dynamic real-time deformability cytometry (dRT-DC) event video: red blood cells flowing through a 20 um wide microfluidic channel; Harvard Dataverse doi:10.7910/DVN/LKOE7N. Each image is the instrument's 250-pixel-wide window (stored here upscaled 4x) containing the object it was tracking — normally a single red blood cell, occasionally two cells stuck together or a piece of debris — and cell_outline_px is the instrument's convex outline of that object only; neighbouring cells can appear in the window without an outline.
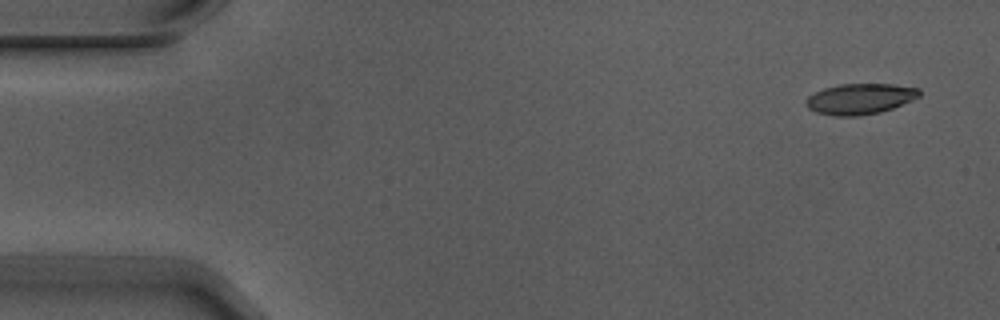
{"species": "Egyptian fruit bat (a non-hibernating species)", "species_latin": "Rousettus aegyptiacus", "temperature_condition": "warm", "stored_images_in_passage": 4, "camera_frame_rate_fps": 3000, "um_per_image_px": 0.085, "animal": {"sex": "male"}, "frame": {"image": 1, "passage_image": 1, "time_ms": 0.0, "image_size_px": [1000, 320], "cell_outline_px": [[920, 96], [912, 100], [892, 108], [880, 112], [860, 116], [832, 116], [816, 112], [808, 108], [804, 104], [804, 100], [808, 96], [824, 88], [840, 84], [892, 84], [920, 88]], "centroid_in_image_um": [73.08, 8.41], "position_along_channel_um": 11.9, "area_um2": 20.4}}
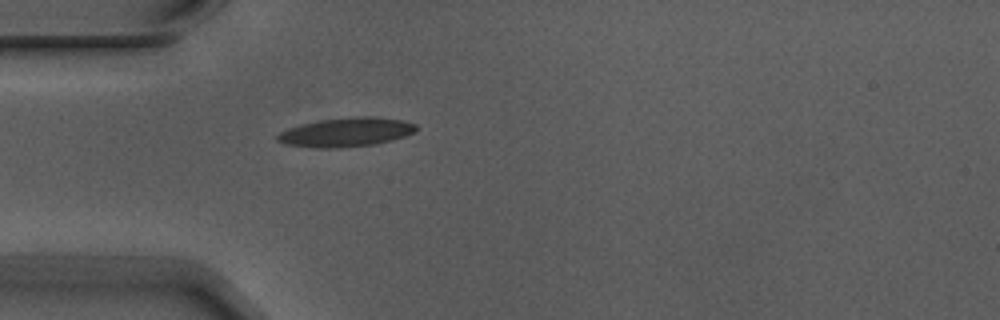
{"frame": {"image": 2, "passage_image": 4, "time_ms": 1.0, "image_size_px": [1000, 320], "cell_outline_px": [[416, 128], [412, 132], [404, 136], [376, 144], [340, 148], [320, 148], [288, 144], [276, 140], [276, 136], [280, 132], [288, 128], [300, 124], [324, 120], [356, 116], [376, 116], [400, 120], [416, 124]], "centroid_in_image_um": [29.41, 11.23], "position_along_channel_um": 55.6, "area_um2": 23.18}}